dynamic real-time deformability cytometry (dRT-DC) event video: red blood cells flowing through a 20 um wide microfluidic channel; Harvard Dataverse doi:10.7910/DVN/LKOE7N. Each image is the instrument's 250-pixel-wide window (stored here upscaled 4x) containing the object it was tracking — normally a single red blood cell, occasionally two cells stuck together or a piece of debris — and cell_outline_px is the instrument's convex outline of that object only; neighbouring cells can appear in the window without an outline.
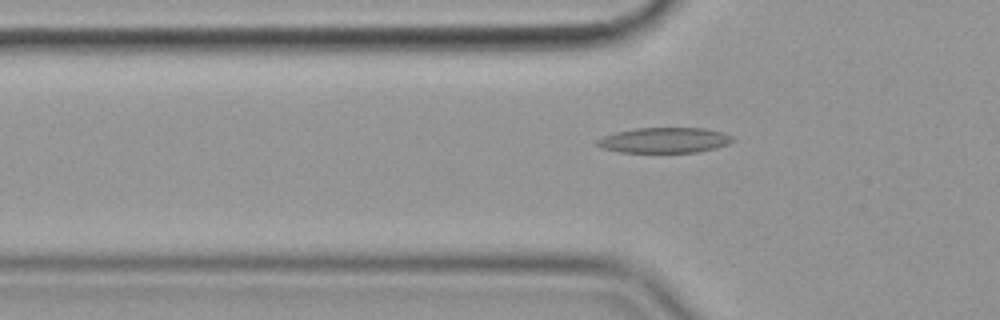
{"species": "common noctule bat (a hibernating species)", "species_latin": "Nyctalus noctula", "temperature_condition": "cold", "stored_images_in_passage": 34, "camera_frame_rate_fps": 3000, "um_per_image_px": 0.085, "animal": {"sex": "female", "body_mass_g": 19.9}, "frame": {"image": 1, "passage_image": 3, "time_ms": 0.667, "image_size_px": [1000, 320], "cell_outline_px": [[736, 140], [728, 144], [716, 148], [696, 152], [620, 152], [600, 148], [596, 144], [596, 140], [604, 136], [616, 132], [636, 128], [704, 128], [724, 132], [732, 136]], "centroid_in_image_um": [56.5, 11.91], "position_along_channel_um": 69.3, "area_um2": 20.11}}
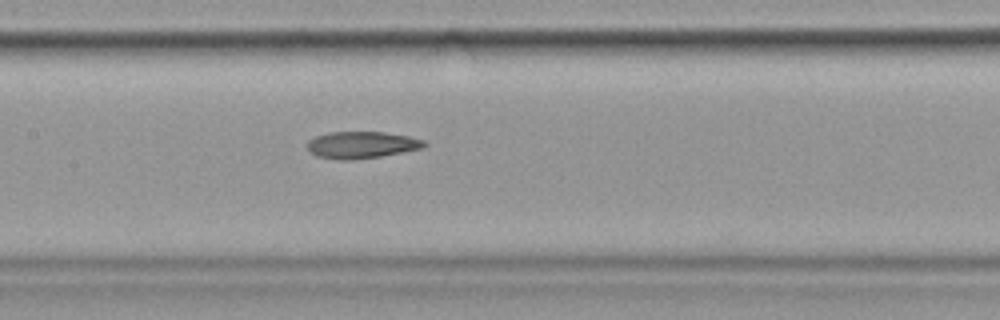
{"frame": {"image": 2, "passage_image": 12, "time_ms": 3.667, "image_size_px": [1000, 320], "cell_outline_px": [[428, 144], [424, 148], [380, 156], [352, 160], [340, 160], [316, 156], [308, 152], [308, 140], [316, 136], [328, 132], [384, 132], [408, 136], [424, 140]], "centroid_in_image_um": [30.73, 12.32], "position_along_channel_um": 176.7, "area_um2": 18.38}}
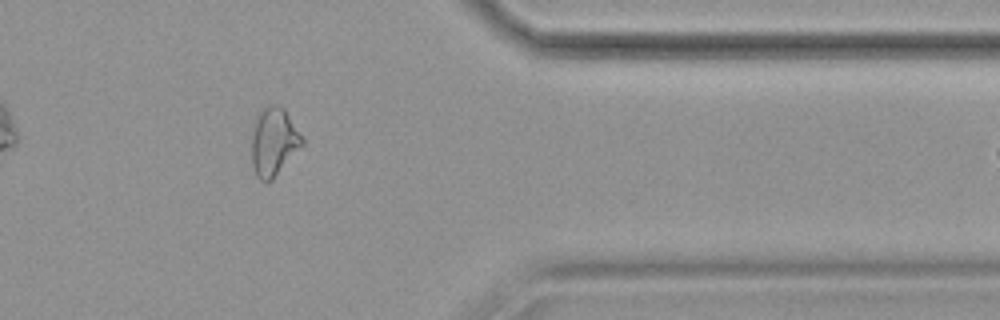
{"frame": {"image": 3, "passage_image": 31, "time_ms": 10.0, "image_size_px": [1000, 320], "cell_outline_px": [[304, 144], [272, 180], [268, 184], [264, 184], [256, 176], [252, 164], [252, 124], [256, 116], [264, 108], [272, 104], [276, 104], [284, 108], [304, 140]], "centroid_in_image_um": [23.25, 12.08], "position_along_channel_um": 388.2, "area_um2": 20.23}}